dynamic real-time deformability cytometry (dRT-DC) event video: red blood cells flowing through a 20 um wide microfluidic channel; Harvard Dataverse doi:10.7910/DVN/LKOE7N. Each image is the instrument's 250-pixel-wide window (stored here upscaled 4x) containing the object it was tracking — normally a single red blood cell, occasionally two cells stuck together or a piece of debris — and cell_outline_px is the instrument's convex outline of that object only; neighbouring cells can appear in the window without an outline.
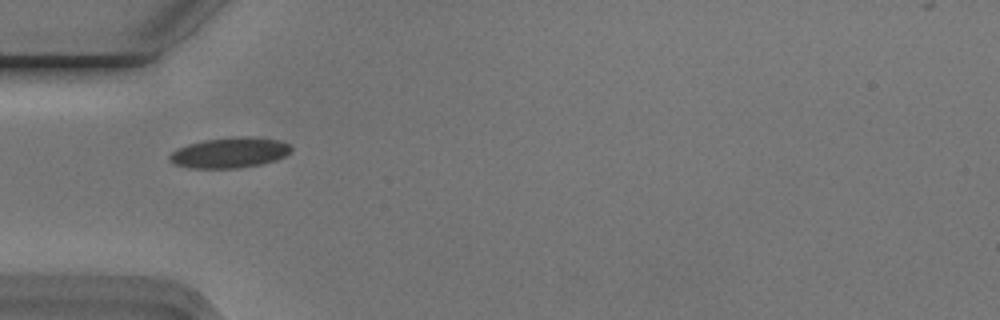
{"species": "Egyptian fruit bat (a non-hibernating species)", "species_latin": "Rousettus aegyptiacus", "temperature_condition": "cold", "stored_images_in_passage": 23, "camera_frame_rate_fps": 3000, "um_per_image_px": 0.085, "animal": {"sex": "male"}, "frame": {"image": 1, "passage_image": 1, "time_ms": 0.0, "image_size_px": [1000, 320], "cell_outline_px": [[292, 148], [284, 156], [276, 160], [260, 164], [236, 168], [188, 168], [176, 164], [168, 160], [168, 156], [172, 152], [188, 144], [204, 140], [240, 136], [252, 136], [280, 140], [288, 144]], "centroid_in_image_um": [19.52, 12.97], "position_along_channel_um": 65.5, "area_um2": 21.44}}
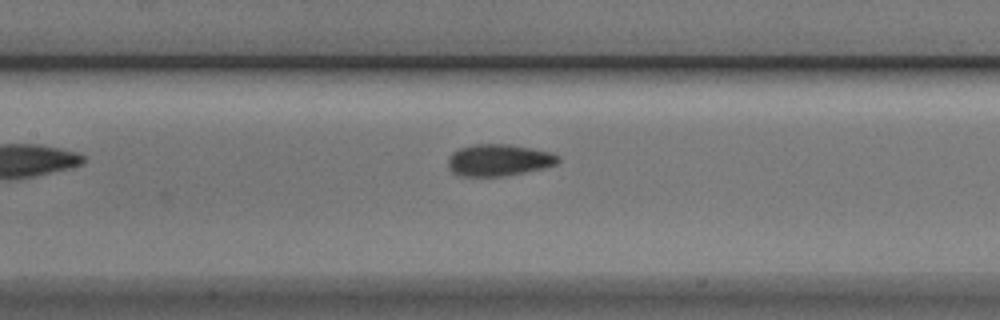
{"frame": {"image": 2, "passage_image": 9, "time_ms": 2.667, "image_size_px": [1000, 320], "cell_outline_px": [[560, 160], [556, 164], [544, 168], [504, 176], [456, 176], [452, 172], [448, 164], [448, 160], [452, 152], [460, 148], [472, 144], [512, 144], [552, 152], [560, 156]], "centroid_in_image_um": [42.41, 13.6], "position_along_channel_um": 165.0, "area_um2": 20.58}}
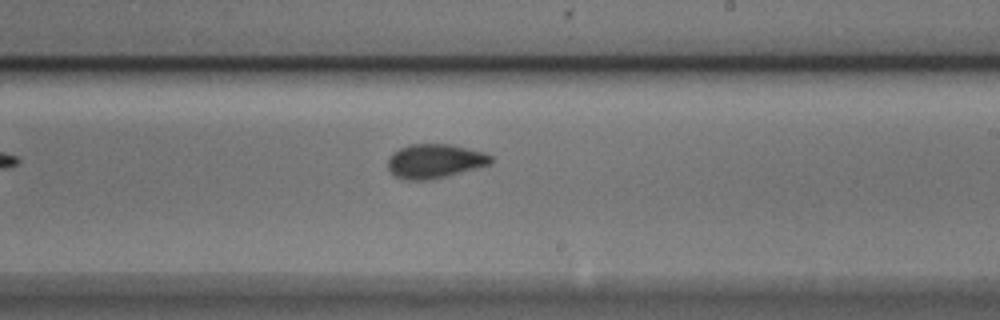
{"frame": {"image": 3, "passage_image": 16, "time_ms": 5.0, "image_size_px": [1000, 320], "cell_outline_px": [[492, 160], [488, 164], [476, 168], [448, 176], [432, 180], [400, 180], [388, 168], [388, 160], [392, 152], [408, 144], [452, 144], [484, 152], [492, 156]], "centroid_in_image_um": [36.93, 13.69], "position_along_channel_um": 252.1, "area_um2": 20.63}}